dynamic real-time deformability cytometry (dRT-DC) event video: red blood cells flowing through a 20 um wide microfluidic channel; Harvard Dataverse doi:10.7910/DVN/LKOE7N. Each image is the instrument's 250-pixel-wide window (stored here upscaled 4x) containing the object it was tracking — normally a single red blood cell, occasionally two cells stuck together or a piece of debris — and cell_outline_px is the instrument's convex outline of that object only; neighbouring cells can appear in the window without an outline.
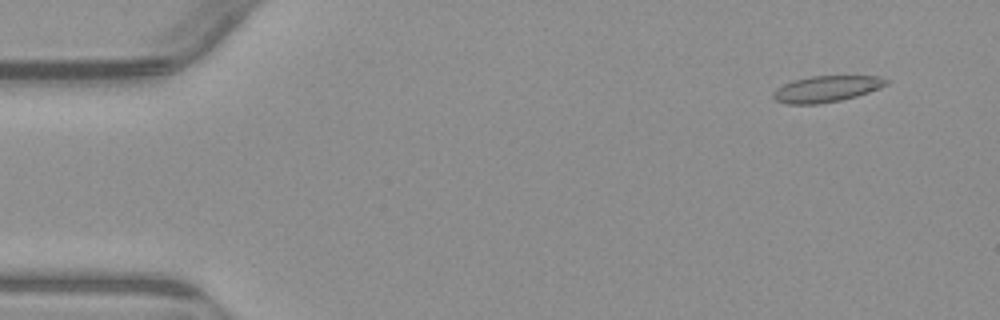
{"species": "common noctule bat (a hibernating species)", "species_latin": "Nyctalus noctula", "temperature_condition": "warm", "stored_images_in_passage": 15, "camera_frame_rate_fps": 3000, "um_per_image_px": 0.085, "animal": {"sex": "male", "body_mass_g": 23.1, "forearm_length_mm": 52.7}, "frame": {"image": 1, "passage_image": 5, "time_ms": 1.333, "image_size_px": [1000, 320], "cell_outline_px": [[888, 84], [880, 88], [856, 96], [840, 100], [816, 104], [788, 104], [776, 100], [772, 96], [772, 92], [776, 88], [792, 80], [812, 76], [880, 76], [888, 80]], "centroid_in_image_um": [70.23, 7.55], "position_along_channel_um": 14.8, "area_um2": 17.22}}